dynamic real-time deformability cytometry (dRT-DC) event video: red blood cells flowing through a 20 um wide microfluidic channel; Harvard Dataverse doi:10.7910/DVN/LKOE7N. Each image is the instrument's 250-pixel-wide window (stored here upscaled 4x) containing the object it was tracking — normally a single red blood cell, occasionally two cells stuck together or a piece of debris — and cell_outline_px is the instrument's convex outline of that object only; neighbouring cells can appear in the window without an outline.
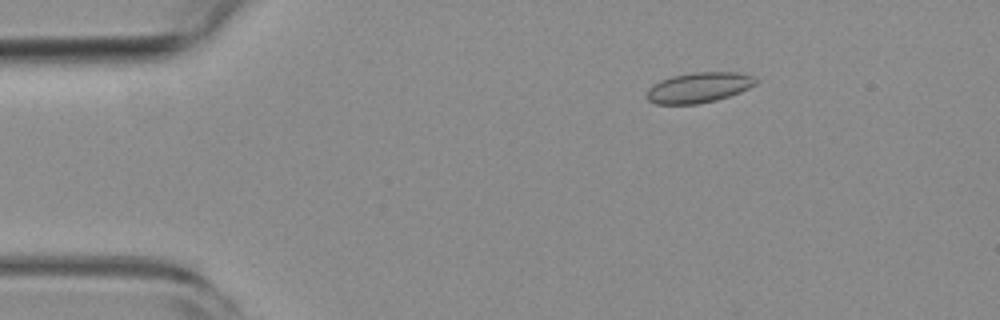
{"species": "common noctule bat (a hibernating species)", "species_latin": "Nyctalus noctula", "temperature_condition": "room temperature", "stored_images_in_passage": 23, "camera_frame_rate_fps": 3000, "um_per_image_px": 0.085, "animal": {"sex": "female", "body_mass_g": 19.3, "forearm_length_mm": 54.1}, "frame": {"image": 1, "passage_image": 1, "time_ms": 0.0, "image_size_px": [1000, 320], "cell_outline_px": [[760, 80], [756, 84], [740, 92], [716, 100], [696, 104], [656, 104], [648, 100], [644, 96], [648, 88], [652, 84], [660, 80], [672, 76], [692, 72], [740, 72], [752, 76]], "centroid_in_image_um": [59.37, 7.43], "position_along_channel_um": 25.6, "area_um2": 19.48}}
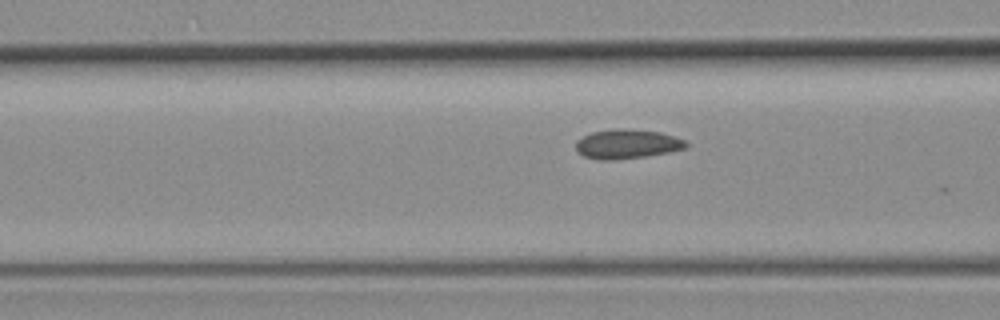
{"frame": {"image": 2, "passage_image": 13, "time_ms": 4.0, "image_size_px": [1000, 320], "cell_outline_px": [[688, 144], [684, 148], [668, 152], [644, 156], [616, 160], [600, 160], [584, 156], [576, 152], [576, 140], [592, 132], [616, 128], [620, 128], [660, 132], [688, 140]], "centroid_in_image_um": [53.29, 12.24], "position_along_channel_um": 113.3, "area_um2": 18.84}}
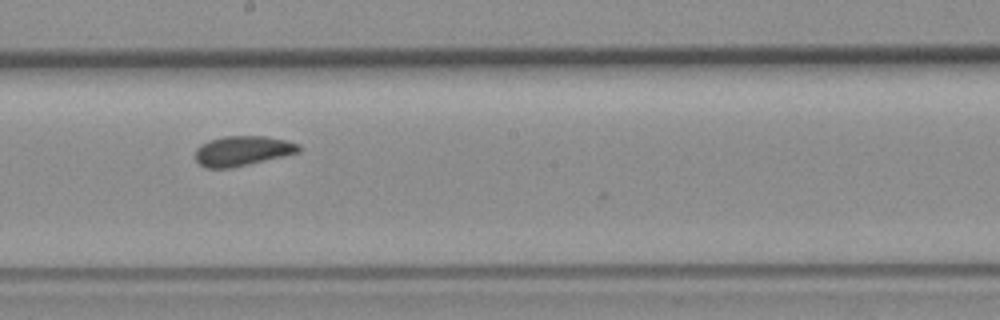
{"frame": {"image": 3, "passage_image": 22, "time_ms": 7.0, "image_size_px": [1000, 320], "cell_outline_px": [[300, 152], [284, 156], [232, 168], [208, 168], [200, 164], [196, 160], [196, 148], [200, 144], [208, 140], [224, 136], [264, 136], [288, 140], [300, 144]], "centroid_in_image_um": [20.62, 12.81], "position_along_channel_um": 227.6, "area_um2": 18.15}}